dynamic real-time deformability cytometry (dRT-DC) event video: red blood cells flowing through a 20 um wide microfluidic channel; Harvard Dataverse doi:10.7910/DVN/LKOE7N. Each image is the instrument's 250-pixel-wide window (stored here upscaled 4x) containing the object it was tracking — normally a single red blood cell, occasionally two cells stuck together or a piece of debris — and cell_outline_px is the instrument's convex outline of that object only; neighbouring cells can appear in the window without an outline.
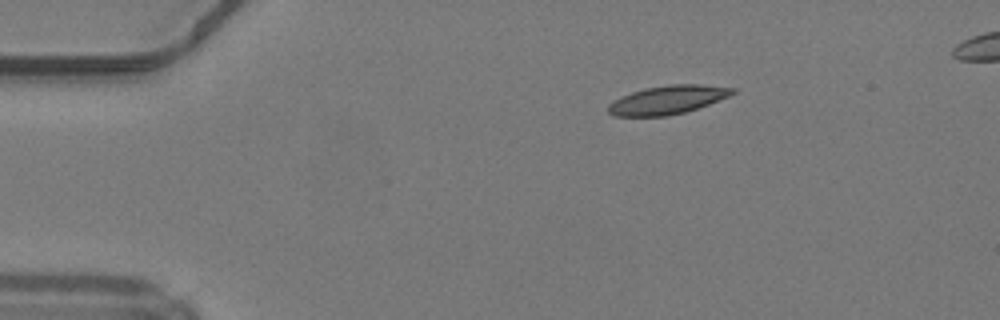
{"species": "common noctule bat (a hibernating species)", "species_latin": "Nyctalus noctula", "temperature_condition": "warm", "stored_images_in_passage": 42, "camera_frame_rate_fps": 3000, "um_per_image_px": 0.085, "animal": {"sex": "male", "body_mass_g": 19.2, "forearm_length_mm": 51.8}, "frame": {"image": 1, "passage_image": 1, "time_ms": 0.0, "image_size_px": [1000, 320], "cell_outline_px": [[736, 92], [728, 96], [708, 104], [684, 112], [664, 116], [612, 116], [608, 112], [608, 104], [612, 100], [620, 96], [644, 88], [668, 84], [704, 84], [736, 88]], "centroid_in_image_um": [56.71, 8.47], "position_along_channel_um": 28.3, "area_um2": 20.75}}
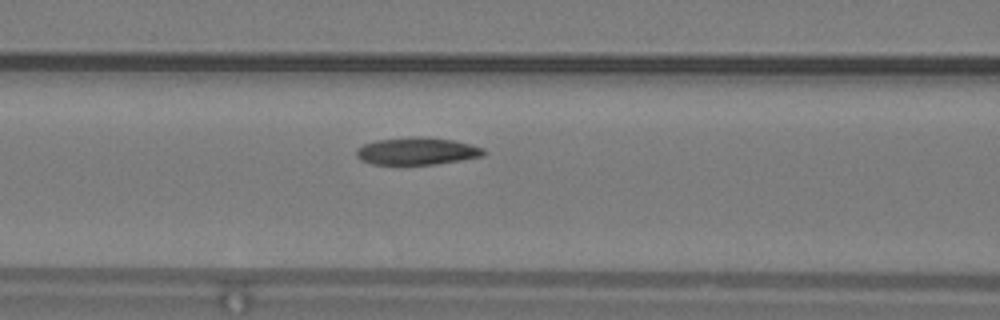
{"frame": {"image": 2, "passage_image": 13, "time_ms": 4.0, "image_size_px": [1000, 320], "cell_outline_px": [[488, 152], [484, 156], [436, 164], [404, 168], [372, 164], [360, 160], [356, 156], [356, 148], [364, 144], [376, 140], [412, 136], [420, 136], [452, 140], [484, 148]], "centroid_in_image_um": [35.38, 12.89], "position_along_channel_um": 131.2, "area_um2": 21.27}}
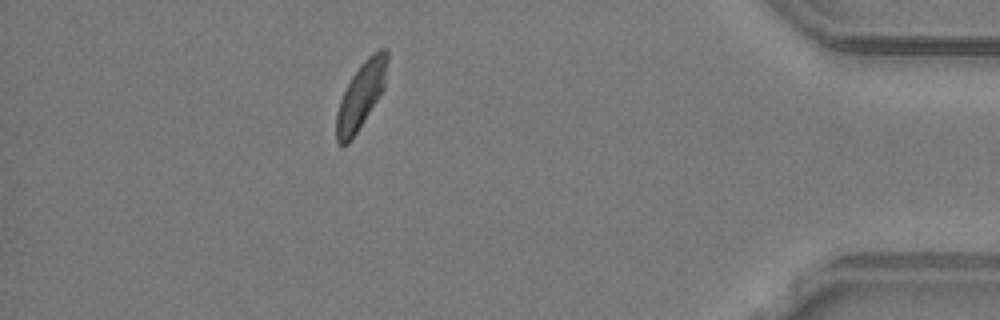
{"frame": {"image": 3, "passage_image": 36, "time_ms": 11.667, "image_size_px": [1000, 320], "cell_outline_px": [[388, 60], [384, 88], [356, 132], [348, 144], [340, 144], [336, 140], [336, 112], [340, 100], [352, 76], [360, 64], [376, 48], [388, 48]], "centroid_in_image_um": [30.69, 8.04], "position_along_channel_um": 404.5, "area_um2": 19.42}}